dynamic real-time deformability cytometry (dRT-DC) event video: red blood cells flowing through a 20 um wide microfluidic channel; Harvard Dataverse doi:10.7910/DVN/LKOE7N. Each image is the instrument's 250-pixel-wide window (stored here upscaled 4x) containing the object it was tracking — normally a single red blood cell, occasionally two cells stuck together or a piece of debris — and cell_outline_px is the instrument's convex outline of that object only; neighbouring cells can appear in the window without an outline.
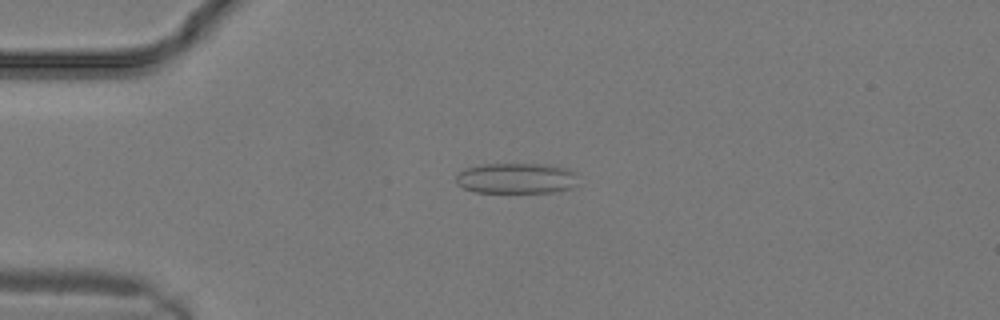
{"species": "common noctule bat (a hibernating species)", "species_latin": "Nyctalus noctula", "temperature_condition": "warm", "stored_images_in_passage": 17, "camera_frame_rate_fps": 3000, "um_per_image_px": 0.085, "animal": {"sex": "male", "body_mass_g": 19.2, "forearm_length_mm": 51.8}, "frame": {"image": 1, "passage_image": 6, "time_ms": 1.667, "image_size_px": [1000, 320], "cell_outline_px": [[576, 184], [572, 188], [552, 192], [476, 192], [464, 188], [456, 184], [456, 176], [464, 168], [480, 164], [552, 164], [568, 168], [576, 172]], "centroid_in_image_um": [43.9, 15.14], "position_along_channel_um": 41.1, "area_um2": 22.02}}
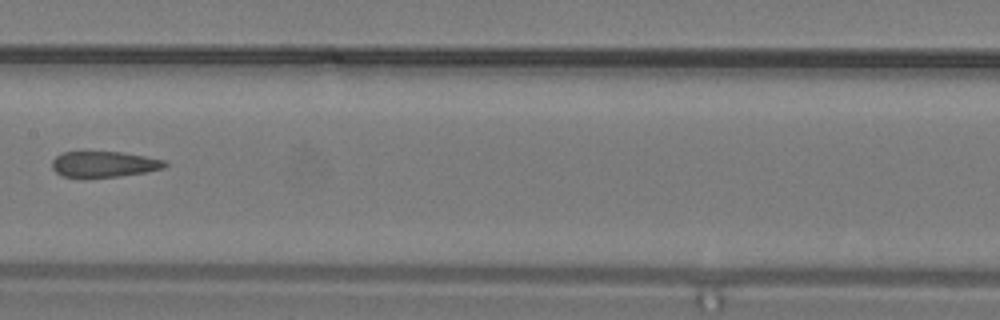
{"frame": {"image": 2, "passage_image": 13, "time_ms": 4.0, "image_size_px": [1000, 320], "cell_outline_px": [[168, 164], [164, 168], [148, 172], [120, 176], [60, 176], [52, 168], [52, 160], [56, 156], [64, 152], [120, 152], [144, 156], [164, 160]], "centroid_in_image_um": [8.86, 13.95], "position_along_channel_um": 198.5, "area_um2": 16.7}}
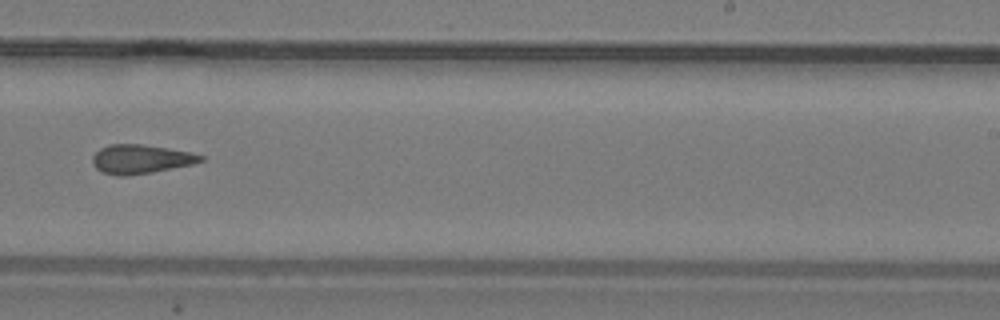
{"frame": {"image": 3, "passage_image": 16, "time_ms": 5.0, "image_size_px": [1000, 320], "cell_outline_px": [[204, 160], [192, 164], [152, 172], [124, 176], [116, 176], [104, 172], [96, 168], [92, 164], [92, 156], [100, 148], [108, 144], [144, 144], [192, 152], [204, 156]], "centroid_in_image_um": [11.95, 13.51], "position_along_channel_um": 277.0, "area_um2": 18.32}}